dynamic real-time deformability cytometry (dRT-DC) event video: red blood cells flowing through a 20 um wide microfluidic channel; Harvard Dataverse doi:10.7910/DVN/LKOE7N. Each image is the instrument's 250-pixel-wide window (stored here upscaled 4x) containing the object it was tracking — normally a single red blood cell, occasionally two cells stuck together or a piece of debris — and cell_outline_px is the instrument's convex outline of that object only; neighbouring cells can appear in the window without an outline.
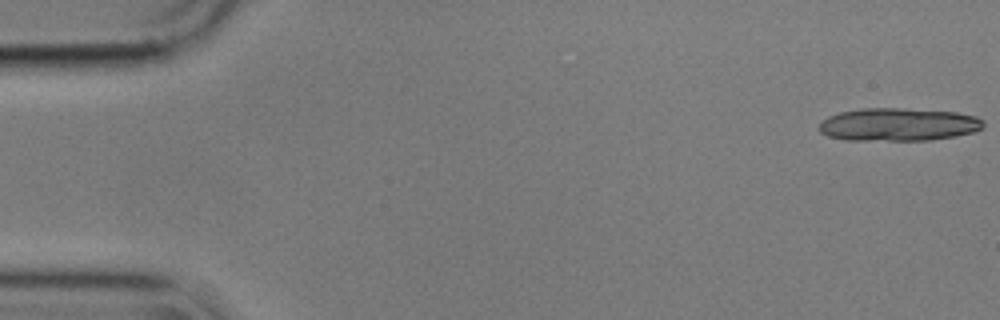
{"species": "common noctule bat (a hibernating species)", "species_latin": "Nyctalus noctula", "temperature_condition": "cold", "stored_images_in_passage": 19, "camera_frame_rate_fps": 3000, "um_per_image_px": 0.085, "animal": {"sex": "male", "body_mass_g": 17.9}, "frame": {"image": 1, "passage_image": 1, "time_ms": 0.0, "image_size_px": [1000, 320], "cell_outline_px": [[984, 128], [972, 132], [956, 136], [928, 140], [844, 140], [828, 136], [820, 132], [816, 128], [828, 116], [840, 112], [860, 108], [900, 108], [956, 112], [976, 116], [984, 120]], "centroid_in_image_um": [76.35, 10.58], "position_along_channel_um": 8.6, "area_um2": 31.73}}